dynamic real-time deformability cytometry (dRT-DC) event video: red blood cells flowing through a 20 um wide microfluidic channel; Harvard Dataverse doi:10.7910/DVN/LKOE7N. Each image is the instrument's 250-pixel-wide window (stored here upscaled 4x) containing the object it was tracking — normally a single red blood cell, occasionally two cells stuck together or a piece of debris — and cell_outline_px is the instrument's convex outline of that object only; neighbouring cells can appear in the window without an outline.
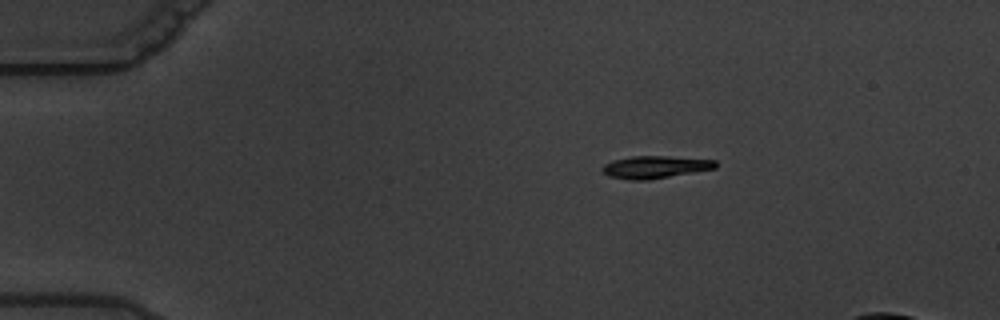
{"species": "common noctule bat (a hibernating species)", "species_latin": "Nyctalus noctula", "temperature_condition": "warm", "stored_images_in_passage": 3, "camera_frame_rate_fps": 3000, "um_per_image_px": 0.085, "animal": {"sex": "male", "body_mass_g": 19.5, "forearm_length_mm": 54.6}, "frame": {"image": 1, "passage_image": 1, "time_ms": 0.0, "image_size_px": [1000, 320], "cell_outline_px": [[716, 168], [648, 180], [628, 180], [608, 176], [600, 168], [604, 164], [612, 160], [632, 156], [668, 156], [716, 160]], "centroid_in_image_um": [55.64, 14.2], "position_along_channel_um": 29.4, "area_um2": 14.8}}